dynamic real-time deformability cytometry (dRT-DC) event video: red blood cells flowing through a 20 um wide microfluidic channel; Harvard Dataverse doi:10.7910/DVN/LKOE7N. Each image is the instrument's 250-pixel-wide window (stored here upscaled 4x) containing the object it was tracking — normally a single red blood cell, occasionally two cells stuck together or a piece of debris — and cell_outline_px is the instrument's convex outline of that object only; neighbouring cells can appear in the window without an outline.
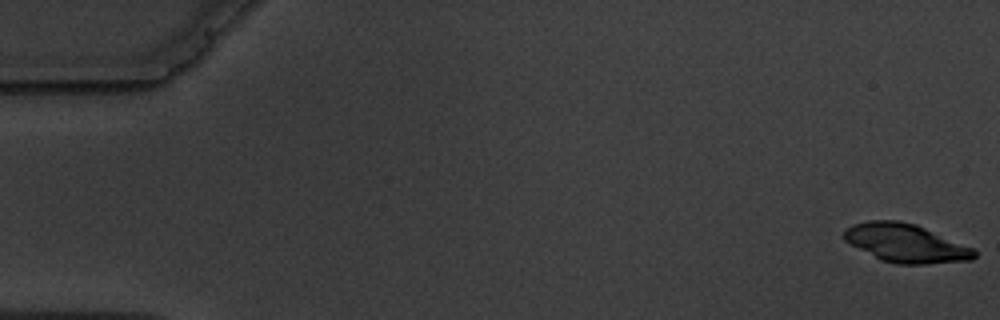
{"species": "common noctule bat (a hibernating species)", "species_latin": "Nyctalus noctula", "temperature_condition": "warm", "stored_images_in_passage": 5, "camera_frame_rate_fps": 3000, "um_per_image_px": 0.085, "animal": {"sex": "male", "body_mass_g": 19.5, "forearm_length_mm": 54.6}, "frame": {"image": 1, "passage_image": 1, "time_ms": 0.0, "image_size_px": [1000, 320], "cell_outline_px": [[976, 256], [972, 260], [924, 264], [896, 264], [880, 260], [844, 240], [840, 236], [844, 228], [852, 224], [868, 220], [896, 220], [916, 224], [972, 248], [976, 252]], "centroid_in_image_um": [76.93, 20.66], "position_along_channel_um": 8.1, "area_um2": 29.19}}